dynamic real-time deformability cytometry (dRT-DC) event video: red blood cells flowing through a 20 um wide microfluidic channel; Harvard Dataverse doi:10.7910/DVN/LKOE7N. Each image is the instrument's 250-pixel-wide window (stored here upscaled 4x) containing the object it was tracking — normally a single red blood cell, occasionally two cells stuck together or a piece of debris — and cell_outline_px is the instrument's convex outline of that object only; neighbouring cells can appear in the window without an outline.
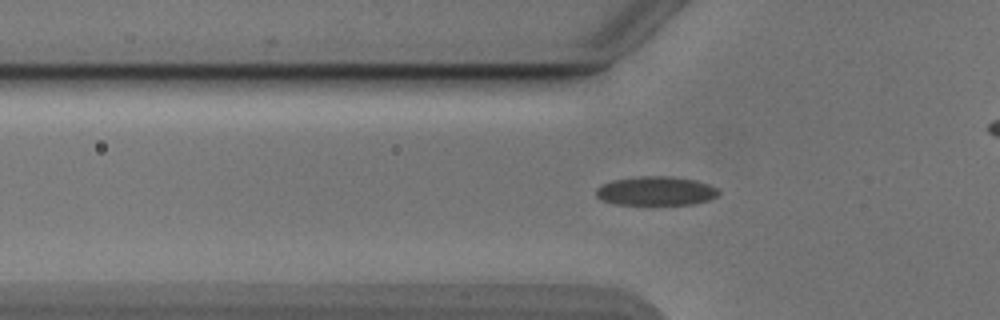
{"species": "Egyptian fruit bat (a non-hibernating species)", "species_latin": "Rousettus aegyptiacus", "temperature_condition": "cold", "stored_images_in_passage": 47, "camera_frame_rate_fps": 3000, "um_per_image_px": 0.085, "animal": {"sex": "male"}, "frame": {"image": 1, "passage_image": 17, "time_ms": 5.333, "image_size_px": [1000, 320], "cell_outline_px": [[720, 192], [716, 196], [708, 200], [692, 204], [612, 204], [600, 200], [596, 196], [596, 188], [600, 184], [612, 180], [640, 176], [668, 176], [696, 180], [708, 184], [716, 188]], "centroid_in_image_um": [55.69, 16.23], "position_along_channel_um": 70.1, "area_um2": 20.75}}
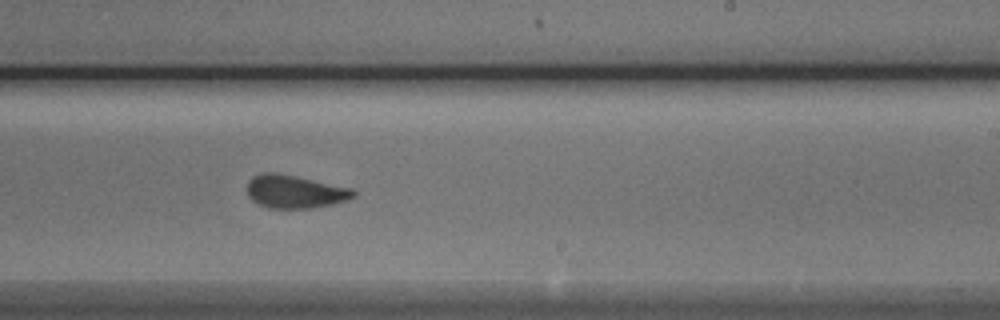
{"frame": {"image": 2, "passage_image": 32, "time_ms": 10.333, "image_size_px": [1000, 320], "cell_outline_px": [[356, 196], [348, 200], [332, 204], [308, 208], [268, 208], [252, 200], [248, 196], [248, 180], [252, 176], [260, 172], [276, 172], [296, 176], [352, 188], [356, 192]], "centroid_in_image_um": [25.06, 16.27], "position_along_channel_um": 263.9, "area_um2": 20.58}}
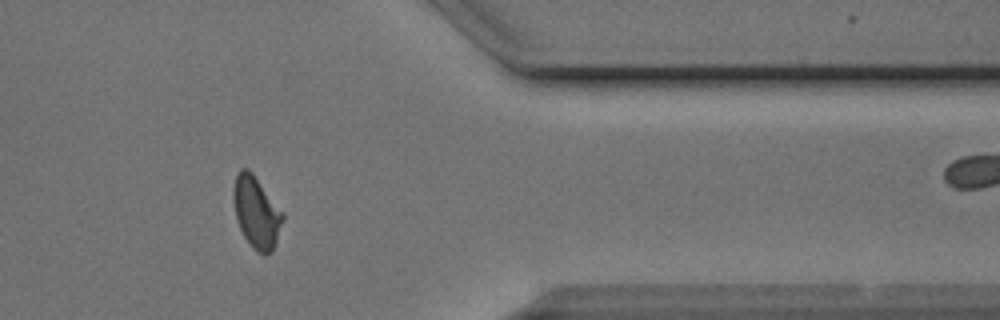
{"frame": {"image": 3, "passage_image": 43, "time_ms": 14.0, "image_size_px": [1000, 320], "cell_outline_px": [[284, 220], [272, 252], [256, 252], [252, 248], [244, 236], [240, 228], [236, 216], [232, 192], [236, 176], [240, 168], [248, 168], [252, 172], [284, 212]], "centroid_in_image_um": [21.81, 18.02], "position_along_channel_um": 389.6, "area_um2": 20.52}, "authors_computed_cell_mechanics": {"area_um2": 20.6924, "velocity_mm_per_s": 3.8837, "shape_relaxation_time_tau1_ms": 8.1461, "shape_relaxation_time_tau2_ms": 0.9641, "deformation_change_tau1": 0.1568, "deformation_change_tau2": 0.0607}}